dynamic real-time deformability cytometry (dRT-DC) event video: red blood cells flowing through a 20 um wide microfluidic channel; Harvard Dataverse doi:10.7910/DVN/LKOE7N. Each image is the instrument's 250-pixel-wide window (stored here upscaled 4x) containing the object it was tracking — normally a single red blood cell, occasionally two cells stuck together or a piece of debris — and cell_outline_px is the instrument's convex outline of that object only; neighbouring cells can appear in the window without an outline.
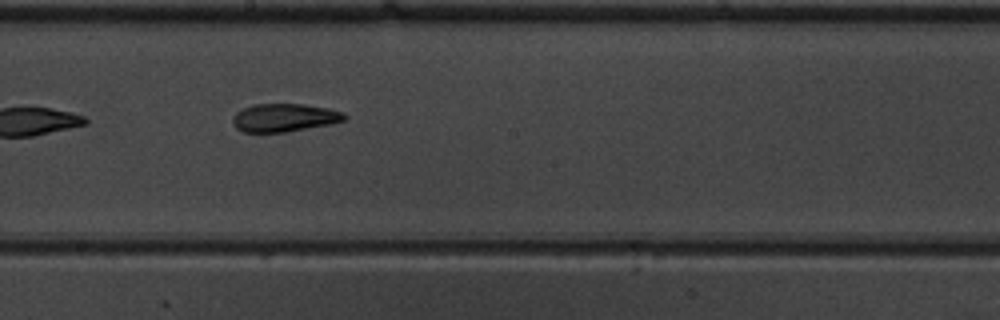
{"species": "common noctule bat (a hibernating species)", "species_latin": "Nyctalus noctula", "temperature_condition": "warm", "stored_images_in_passage": 9, "camera_frame_rate_fps": 3000, "um_per_image_px": 0.085, "animal": {"sex": "male", "body_mass_g": 19.5, "forearm_length_mm": 54.6}, "frame": {"image": 1, "passage_image": 8, "time_ms": 2.333, "image_size_px": [1000, 320], "cell_outline_px": [[348, 116], [344, 120], [332, 124], [284, 132], [240, 132], [236, 128], [232, 120], [232, 116], [236, 112], [244, 108], [256, 104], [304, 104], [328, 108], [344, 112]], "centroid_in_image_um": [24.17, 10.0], "position_along_channel_um": 224.0, "area_um2": 18.38}}